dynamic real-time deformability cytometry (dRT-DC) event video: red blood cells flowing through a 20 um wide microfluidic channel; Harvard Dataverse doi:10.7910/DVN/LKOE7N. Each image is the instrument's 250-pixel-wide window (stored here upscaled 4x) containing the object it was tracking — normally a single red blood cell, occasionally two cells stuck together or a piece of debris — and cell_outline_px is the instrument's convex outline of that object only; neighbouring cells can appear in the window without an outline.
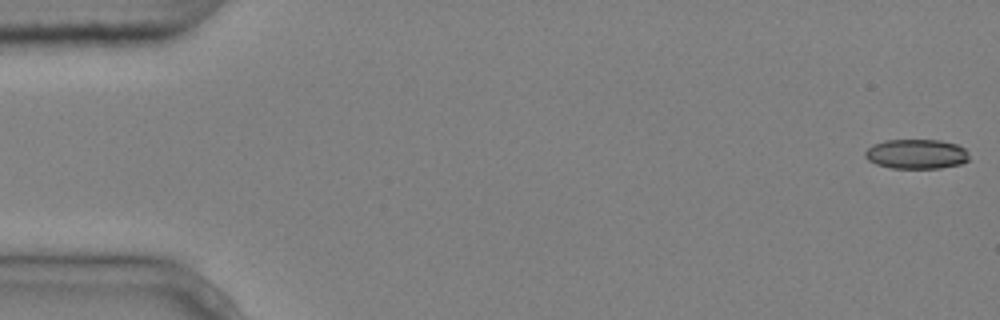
{"species": "common noctule bat (a hibernating species)", "species_latin": "Nyctalus noctula", "temperature_condition": "cold", "stored_images_in_passage": 6, "camera_frame_rate_fps": 3000, "um_per_image_px": 0.085, "animal": {"sex": "male", "body_mass_g": 20.4}, "frame": {"image": 1, "passage_image": 1, "time_ms": 0.0, "image_size_px": [1000, 320], "cell_outline_px": [[968, 160], [960, 164], [940, 168], [892, 168], [876, 164], [868, 160], [864, 156], [864, 152], [872, 144], [884, 140], [940, 140], [956, 144], [964, 148], [968, 152]], "centroid_in_image_um": [77.87, 13.09], "position_along_channel_um": 7.1, "area_um2": 18.03}}
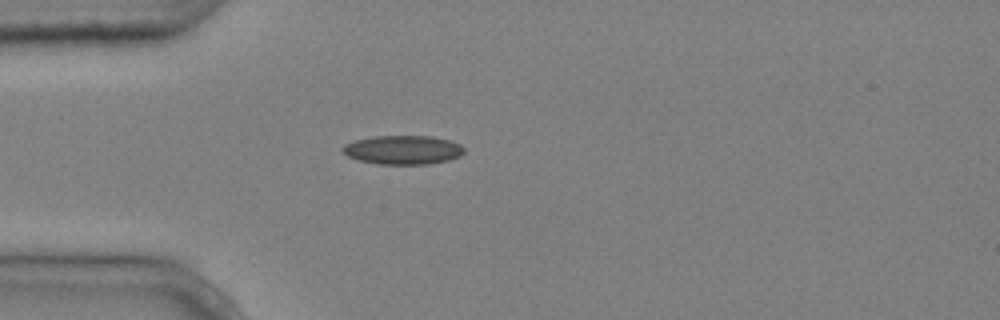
{"frame": {"image": 2, "passage_image": 5, "time_ms": 1.333, "image_size_px": [1000, 320], "cell_outline_px": [[464, 152], [460, 156], [448, 160], [428, 164], [376, 164], [360, 160], [348, 156], [340, 152], [340, 148], [344, 144], [356, 140], [376, 136], [432, 136], [448, 140], [460, 144], [464, 148]], "centroid_in_image_um": [34.23, 12.74], "position_along_channel_um": 50.8, "area_um2": 20.52}}